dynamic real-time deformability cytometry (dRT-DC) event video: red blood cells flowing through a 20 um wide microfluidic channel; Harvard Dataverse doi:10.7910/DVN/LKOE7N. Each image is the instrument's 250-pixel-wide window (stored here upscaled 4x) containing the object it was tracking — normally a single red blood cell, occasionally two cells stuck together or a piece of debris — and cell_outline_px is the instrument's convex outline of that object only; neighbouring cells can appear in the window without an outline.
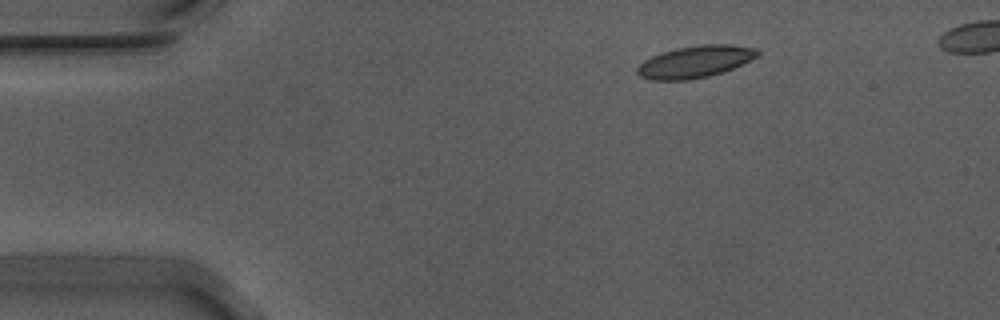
{"species": "Egyptian fruit bat (a non-hibernating species)", "species_latin": "Rousettus aegyptiacus", "temperature_condition": "warm", "stored_images_in_passage": 45, "camera_frame_rate_fps": 3000, "um_per_image_px": 0.085, "animal": {"sex": "male"}, "frame": {"image": 1, "passage_image": 1, "time_ms": 0.0, "image_size_px": [1000, 320], "cell_outline_px": [[760, 52], [756, 56], [732, 68], [708, 76], [688, 80], [652, 80], [640, 76], [636, 72], [636, 68], [644, 60], [660, 52], [676, 48], [700, 44], [732, 44], [756, 48]], "centroid_in_image_um": [59.04, 5.23], "position_along_channel_um": 26.0, "area_um2": 22.25}}
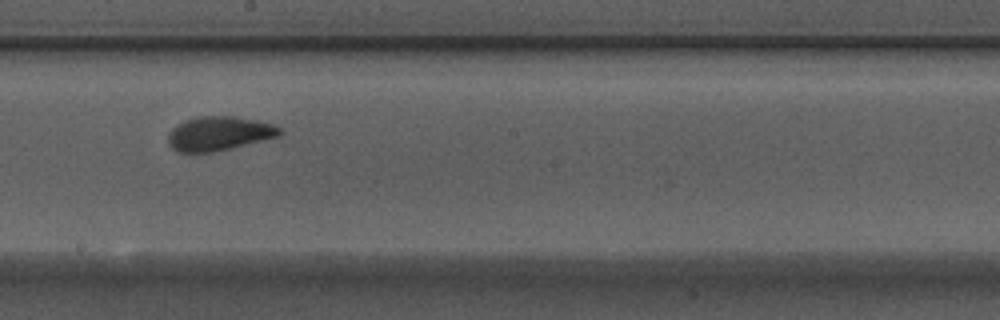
{"frame": {"image": 2, "passage_image": 23, "time_ms": 7.333, "image_size_px": [1000, 320], "cell_outline_px": [[284, 132], [280, 136], [232, 148], [212, 152], [180, 152], [172, 148], [168, 144], [168, 132], [172, 128], [184, 120], [196, 116], [236, 116], [256, 120], [272, 124], [280, 128]], "centroid_in_image_um": [18.62, 11.34], "position_along_channel_um": 229.6, "area_um2": 22.37}}
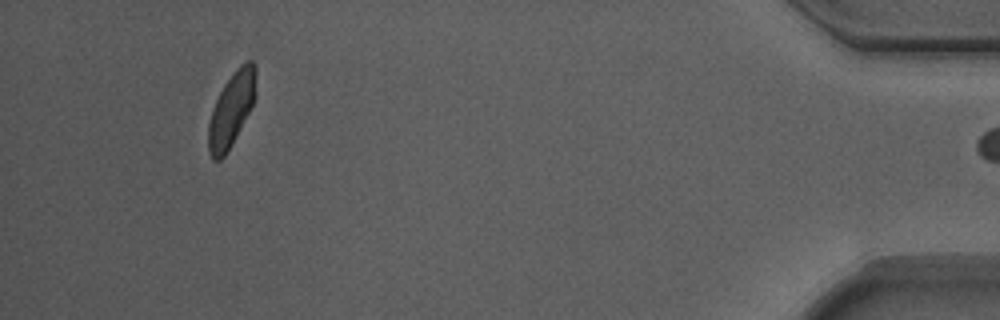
{"frame": {"image": 3, "passage_image": 44, "time_ms": 14.333, "image_size_px": [1000, 320], "cell_outline_px": [[256, 96], [236, 136], [224, 156], [220, 160], [212, 160], [208, 152], [208, 124], [212, 108], [224, 84], [232, 72], [240, 64], [248, 60], [252, 60], [256, 64]], "centroid_in_image_um": [19.67, 9.26], "position_along_channel_um": 415.5, "area_um2": 20.52}, "authors_computed_cell_mechanics": {"area_um2": 21.7906, "velocity_mm_per_s": 3.6996, "shape_relaxation_time_tau1_ms": 2.7095, "shape_relaxation_time_tau2_ms": 1.1573, "deformation_change_tau1": 0.1125, "deformation_change_tau2": 0.0572}}